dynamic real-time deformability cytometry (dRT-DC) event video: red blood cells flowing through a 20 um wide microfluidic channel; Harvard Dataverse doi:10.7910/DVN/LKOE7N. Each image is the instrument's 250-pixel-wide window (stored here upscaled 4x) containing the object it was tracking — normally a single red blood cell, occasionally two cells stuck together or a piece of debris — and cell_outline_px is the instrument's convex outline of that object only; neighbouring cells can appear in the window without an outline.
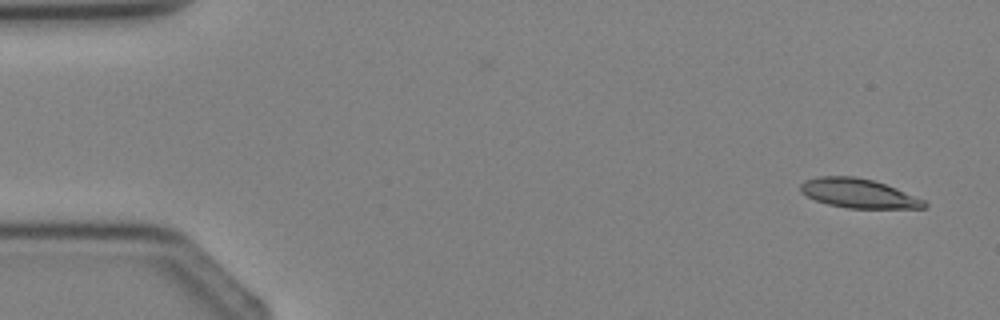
{"species": "Egyptian fruit bat (a non-hibernating species)", "species_latin": "Rousettus aegyptiacus", "temperature_condition": "cold", "stored_images_in_passage": 2, "camera_frame_rate_fps": 3000, "um_per_image_px": 0.085, "animal": {"sex": "female"}, "frame": {"image": 1, "passage_image": 2, "time_ms": 1.333, "image_size_px": [1000, 320], "cell_outline_px": [[928, 204], [924, 208], [848, 208], [828, 204], [816, 200], [800, 192], [800, 184], [804, 180], [816, 176], [856, 176], [872, 180], [896, 188], [924, 200]], "centroid_in_image_um": [72.94, 16.42], "position_along_channel_um": 12.1, "area_um2": 20.98}}